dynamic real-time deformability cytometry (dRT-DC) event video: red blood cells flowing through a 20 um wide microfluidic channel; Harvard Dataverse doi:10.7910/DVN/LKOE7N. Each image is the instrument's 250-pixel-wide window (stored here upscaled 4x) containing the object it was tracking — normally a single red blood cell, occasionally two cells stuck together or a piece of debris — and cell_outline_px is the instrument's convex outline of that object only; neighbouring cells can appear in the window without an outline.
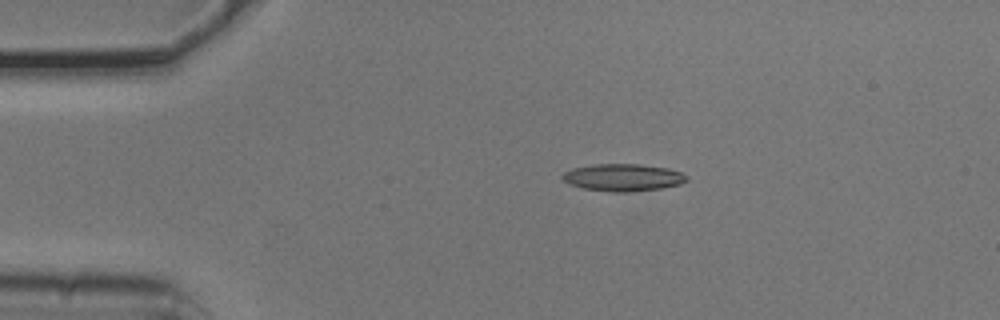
{"species": "common noctule bat (a hibernating species)", "species_latin": "Nyctalus noctula", "temperature_condition": "cold", "stored_images_in_passage": 5, "camera_frame_rate_fps": 3000, "um_per_image_px": 0.085, "animal": {"sex": "male", "body_mass_g": 20.5, "forearm_length_mm": 52.5}, "frame": {"image": 1, "passage_image": 4, "time_ms": 1.0, "image_size_px": [1000, 320], "cell_outline_px": [[688, 180], [680, 184], [664, 188], [628, 192], [612, 192], [584, 188], [572, 184], [564, 180], [560, 176], [564, 172], [572, 168], [596, 164], [640, 164], [668, 168], [680, 172], [688, 176]], "centroid_in_image_um": [52.99, 15.08], "position_along_channel_um": 32.0, "area_um2": 19.71}}
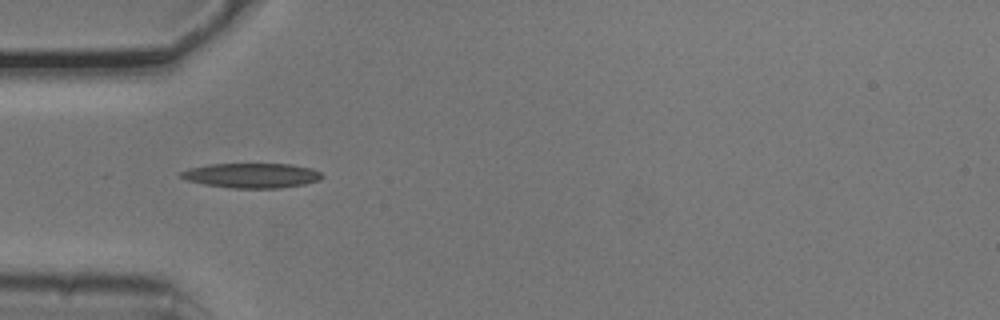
{"frame": {"image": 2, "passage_image": 5, "time_ms": 1.333, "image_size_px": [1000, 320], "cell_outline_px": [[324, 176], [320, 180], [304, 184], [280, 188], [232, 188], [204, 184], [188, 180], [180, 176], [180, 172], [188, 168], [208, 164], [292, 164], [312, 168], [320, 172]], "centroid_in_image_um": [21.42, 14.91], "position_along_channel_um": 63.6, "area_um2": 20.4}}